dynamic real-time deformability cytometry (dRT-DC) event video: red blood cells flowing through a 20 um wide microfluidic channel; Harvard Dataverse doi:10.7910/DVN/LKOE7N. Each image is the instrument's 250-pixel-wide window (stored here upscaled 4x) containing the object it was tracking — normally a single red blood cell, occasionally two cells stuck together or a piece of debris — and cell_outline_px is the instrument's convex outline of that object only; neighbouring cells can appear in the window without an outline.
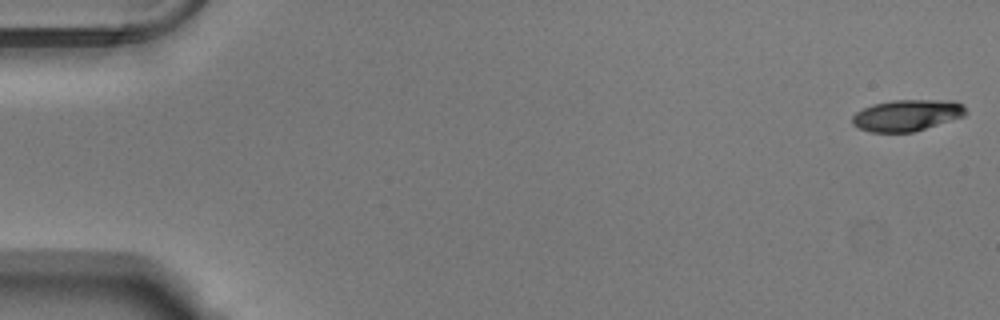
{"species": "Egyptian fruit bat (a non-hibernating species)", "species_latin": "Rousettus aegyptiacus", "temperature_condition": "warm", "stored_images_in_passage": 54, "camera_frame_rate_fps": 3000, "um_per_image_px": 0.085, "animal": {"sex": "male"}, "frame": {"image": 1, "passage_image": 1, "time_ms": 0.0, "image_size_px": [1000, 320], "cell_outline_px": [[968, 112], [964, 116], [912, 132], [868, 132], [852, 124], [852, 116], [856, 112], [872, 104], [892, 100], [952, 100], [964, 104]], "centroid_in_image_um": [77.1, 9.79], "position_along_channel_um": 7.9, "area_um2": 20.81}}
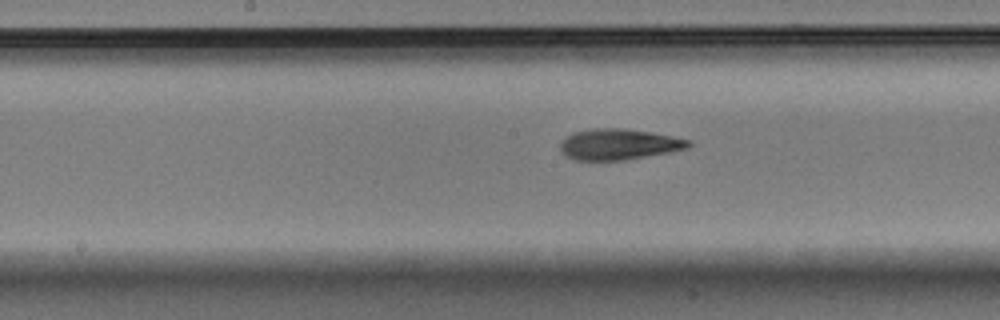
{"frame": {"image": 2, "passage_image": 28, "time_ms": 9.0, "image_size_px": [1000, 320], "cell_outline_px": [[692, 144], [688, 148], [672, 152], [624, 160], [576, 160], [568, 156], [560, 148], [560, 144], [568, 136], [576, 132], [596, 128], [624, 128], [652, 132], [692, 140]], "centroid_in_image_um": [52.69, 12.26], "position_along_channel_um": 195.5, "area_um2": 22.95}}
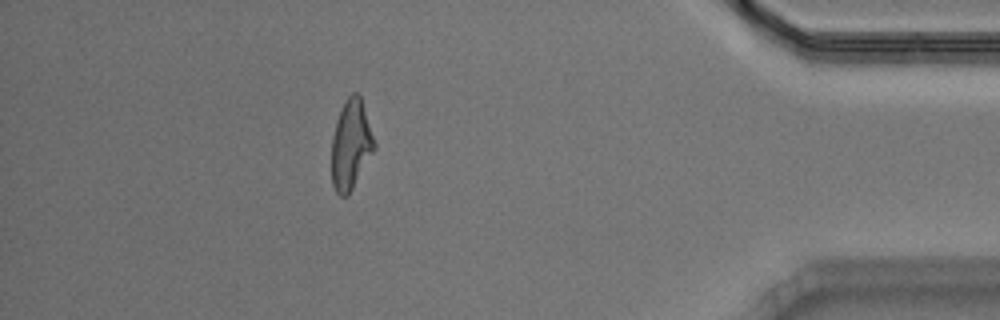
{"frame": {"image": 3, "passage_image": 48, "time_ms": 15.667, "image_size_px": [1000, 320], "cell_outline_px": [[376, 148], [348, 196], [340, 196], [336, 192], [332, 184], [332, 136], [336, 120], [348, 96], [352, 92], [356, 92], [360, 96], [376, 144]], "centroid_in_image_um": [29.83, 12.33], "position_along_channel_um": 405.4, "area_um2": 22.14}, "authors_computed_cell_mechanics": {"area_um2": 22.5998, "velocity_mm_per_s": 3.7916, "shape_relaxation_time_tau1_ms": 8.1745, "shape_relaxation_time_tau2_ms": 3.0086, "deformation_change_tau1": 0.2508, "deformation_change_tau2": 0.1169}}